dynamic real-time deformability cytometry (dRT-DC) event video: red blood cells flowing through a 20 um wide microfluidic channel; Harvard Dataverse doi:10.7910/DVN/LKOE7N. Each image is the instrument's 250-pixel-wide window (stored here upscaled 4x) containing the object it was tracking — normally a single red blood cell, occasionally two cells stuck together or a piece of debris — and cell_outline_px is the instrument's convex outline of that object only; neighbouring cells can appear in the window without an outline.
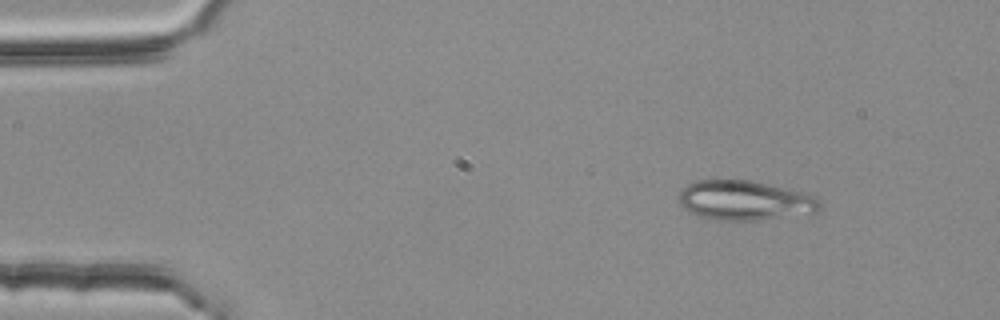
{"species": "common noctule bat (a hibernating species)", "species_latin": "Nyctalus noctula", "temperature_condition": "room temperature", "stored_images_in_passage": 3, "camera_frame_rate_fps": 3000, "um_per_image_px": 0.085, "animal": {"sex": "female", "body_mass_g": 25.1}, "frame": {"image": 1, "passage_image": 1, "time_ms": 0.0, "image_size_px": [1000, 320], "cell_outline_px": [[820, 208], [816, 212], [756, 220], [712, 220], [696, 216], [688, 212], [680, 204], [680, 192], [688, 184], [696, 180], [752, 180], [804, 192], [816, 200], [820, 204]], "centroid_in_image_um": [63.24, 17.04], "position_along_channel_um": 21.8, "area_um2": 32.31}}